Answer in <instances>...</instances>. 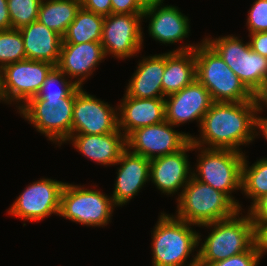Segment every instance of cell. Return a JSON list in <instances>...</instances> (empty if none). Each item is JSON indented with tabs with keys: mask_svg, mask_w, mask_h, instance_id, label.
Instances as JSON below:
<instances>
[{
	"mask_svg": "<svg viewBox=\"0 0 267 266\" xmlns=\"http://www.w3.org/2000/svg\"><path fill=\"white\" fill-rule=\"evenodd\" d=\"M164 0H140L142 6L146 9L151 6L162 5Z\"/></svg>",
	"mask_w": 267,
	"mask_h": 266,
	"instance_id": "40",
	"label": "cell"
},
{
	"mask_svg": "<svg viewBox=\"0 0 267 266\" xmlns=\"http://www.w3.org/2000/svg\"><path fill=\"white\" fill-rule=\"evenodd\" d=\"M197 44H185L165 53V70L162 78L163 95L179 92L196 79L194 49Z\"/></svg>",
	"mask_w": 267,
	"mask_h": 266,
	"instance_id": "22",
	"label": "cell"
},
{
	"mask_svg": "<svg viewBox=\"0 0 267 266\" xmlns=\"http://www.w3.org/2000/svg\"><path fill=\"white\" fill-rule=\"evenodd\" d=\"M142 18L149 19V34L160 43L174 44L189 36L190 21L176 6L148 7L143 12Z\"/></svg>",
	"mask_w": 267,
	"mask_h": 266,
	"instance_id": "20",
	"label": "cell"
},
{
	"mask_svg": "<svg viewBox=\"0 0 267 266\" xmlns=\"http://www.w3.org/2000/svg\"><path fill=\"white\" fill-rule=\"evenodd\" d=\"M72 141L74 148L84 157L101 165H115L127 148L126 136L117 129L108 134H71L66 142Z\"/></svg>",
	"mask_w": 267,
	"mask_h": 266,
	"instance_id": "21",
	"label": "cell"
},
{
	"mask_svg": "<svg viewBox=\"0 0 267 266\" xmlns=\"http://www.w3.org/2000/svg\"><path fill=\"white\" fill-rule=\"evenodd\" d=\"M263 103L264 101L213 102L199 126L200 137L192 136V144L208 149L243 152L241 145H248L261 135L255 127L256 113Z\"/></svg>",
	"mask_w": 267,
	"mask_h": 266,
	"instance_id": "1",
	"label": "cell"
},
{
	"mask_svg": "<svg viewBox=\"0 0 267 266\" xmlns=\"http://www.w3.org/2000/svg\"><path fill=\"white\" fill-rule=\"evenodd\" d=\"M42 0H7L12 29H20L38 18Z\"/></svg>",
	"mask_w": 267,
	"mask_h": 266,
	"instance_id": "30",
	"label": "cell"
},
{
	"mask_svg": "<svg viewBox=\"0 0 267 266\" xmlns=\"http://www.w3.org/2000/svg\"><path fill=\"white\" fill-rule=\"evenodd\" d=\"M192 225L174 215L160 214L151 233L152 266H198V253L186 264L202 240Z\"/></svg>",
	"mask_w": 267,
	"mask_h": 266,
	"instance_id": "2",
	"label": "cell"
},
{
	"mask_svg": "<svg viewBox=\"0 0 267 266\" xmlns=\"http://www.w3.org/2000/svg\"><path fill=\"white\" fill-rule=\"evenodd\" d=\"M80 8L81 0H42L37 20L63 36Z\"/></svg>",
	"mask_w": 267,
	"mask_h": 266,
	"instance_id": "25",
	"label": "cell"
},
{
	"mask_svg": "<svg viewBox=\"0 0 267 266\" xmlns=\"http://www.w3.org/2000/svg\"><path fill=\"white\" fill-rule=\"evenodd\" d=\"M104 18L105 16L93 13L81 6L75 19L62 36V44L101 42Z\"/></svg>",
	"mask_w": 267,
	"mask_h": 266,
	"instance_id": "26",
	"label": "cell"
},
{
	"mask_svg": "<svg viewBox=\"0 0 267 266\" xmlns=\"http://www.w3.org/2000/svg\"><path fill=\"white\" fill-rule=\"evenodd\" d=\"M165 98H134L124 94L118 107V129L126 138L136 129L165 121Z\"/></svg>",
	"mask_w": 267,
	"mask_h": 266,
	"instance_id": "18",
	"label": "cell"
},
{
	"mask_svg": "<svg viewBox=\"0 0 267 266\" xmlns=\"http://www.w3.org/2000/svg\"><path fill=\"white\" fill-rule=\"evenodd\" d=\"M195 149L201 151L192 176L225 193L242 211L241 204L235 200L232 192L241 190L242 163L245 153L230 149H208L196 146Z\"/></svg>",
	"mask_w": 267,
	"mask_h": 266,
	"instance_id": "7",
	"label": "cell"
},
{
	"mask_svg": "<svg viewBox=\"0 0 267 266\" xmlns=\"http://www.w3.org/2000/svg\"><path fill=\"white\" fill-rule=\"evenodd\" d=\"M247 29L249 34L267 31V0H255L248 11Z\"/></svg>",
	"mask_w": 267,
	"mask_h": 266,
	"instance_id": "31",
	"label": "cell"
},
{
	"mask_svg": "<svg viewBox=\"0 0 267 266\" xmlns=\"http://www.w3.org/2000/svg\"><path fill=\"white\" fill-rule=\"evenodd\" d=\"M81 6L102 16L112 14L111 0H81Z\"/></svg>",
	"mask_w": 267,
	"mask_h": 266,
	"instance_id": "35",
	"label": "cell"
},
{
	"mask_svg": "<svg viewBox=\"0 0 267 266\" xmlns=\"http://www.w3.org/2000/svg\"><path fill=\"white\" fill-rule=\"evenodd\" d=\"M265 106V104H261L257 110L256 113V127L255 130H257L259 133H262V136L266 139L267 141V118L258 116L260 112H262V107ZM260 130V131H259Z\"/></svg>",
	"mask_w": 267,
	"mask_h": 266,
	"instance_id": "39",
	"label": "cell"
},
{
	"mask_svg": "<svg viewBox=\"0 0 267 266\" xmlns=\"http://www.w3.org/2000/svg\"><path fill=\"white\" fill-rule=\"evenodd\" d=\"M255 230L263 223L267 222V195L258 199L248 210Z\"/></svg>",
	"mask_w": 267,
	"mask_h": 266,
	"instance_id": "34",
	"label": "cell"
},
{
	"mask_svg": "<svg viewBox=\"0 0 267 266\" xmlns=\"http://www.w3.org/2000/svg\"><path fill=\"white\" fill-rule=\"evenodd\" d=\"M117 177L112 199L116 206L128 203L150 181V159L131 152L126 148L118 162Z\"/></svg>",
	"mask_w": 267,
	"mask_h": 266,
	"instance_id": "17",
	"label": "cell"
},
{
	"mask_svg": "<svg viewBox=\"0 0 267 266\" xmlns=\"http://www.w3.org/2000/svg\"><path fill=\"white\" fill-rule=\"evenodd\" d=\"M194 49L196 79L210 92L213 102L264 101L256 97L203 39Z\"/></svg>",
	"mask_w": 267,
	"mask_h": 266,
	"instance_id": "3",
	"label": "cell"
},
{
	"mask_svg": "<svg viewBox=\"0 0 267 266\" xmlns=\"http://www.w3.org/2000/svg\"><path fill=\"white\" fill-rule=\"evenodd\" d=\"M265 106H267V96L264 98Z\"/></svg>",
	"mask_w": 267,
	"mask_h": 266,
	"instance_id": "41",
	"label": "cell"
},
{
	"mask_svg": "<svg viewBox=\"0 0 267 266\" xmlns=\"http://www.w3.org/2000/svg\"><path fill=\"white\" fill-rule=\"evenodd\" d=\"M114 207L112 197L97 189L65 183L59 216L83 226L103 227L109 224Z\"/></svg>",
	"mask_w": 267,
	"mask_h": 266,
	"instance_id": "9",
	"label": "cell"
},
{
	"mask_svg": "<svg viewBox=\"0 0 267 266\" xmlns=\"http://www.w3.org/2000/svg\"><path fill=\"white\" fill-rule=\"evenodd\" d=\"M54 67L49 62L30 59L4 66L0 70V101L7 104L16 102L19 109L30 98L37 96Z\"/></svg>",
	"mask_w": 267,
	"mask_h": 266,
	"instance_id": "10",
	"label": "cell"
},
{
	"mask_svg": "<svg viewBox=\"0 0 267 266\" xmlns=\"http://www.w3.org/2000/svg\"><path fill=\"white\" fill-rule=\"evenodd\" d=\"M247 157L242 163L241 190L252 199L251 206L261 197L267 195V158L257 160L248 166Z\"/></svg>",
	"mask_w": 267,
	"mask_h": 266,
	"instance_id": "27",
	"label": "cell"
},
{
	"mask_svg": "<svg viewBox=\"0 0 267 266\" xmlns=\"http://www.w3.org/2000/svg\"><path fill=\"white\" fill-rule=\"evenodd\" d=\"M166 120L134 130L127 138L126 144L131 152L148 159L175 153L183 149L190 141L191 135L173 129Z\"/></svg>",
	"mask_w": 267,
	"mask_h": 266,
	"instance_id": "14",
	"label": "cell"
},
{
	"mask_svg": "<svg viewBox=\"0 0 267 266\" xmlns=\"http://www.w3.org/2000/svg\"><path fill=\"white\" fill-rule=\"evenodd\" d=\"M76 89L63 99L30 98L18 110L24 119L36 128L38 132L53 143H62L71 135L73 107Z\"/></svg>",
	"mask_w": 267,
	"mask_h": 266,
	"instance_id": "8",
	"label": "cell"
},
{
	"mask_svg": "<svg viewBox=\"0 0 267 266\" xmlns=\"http://www.w3.org/2000/svg\"><path fill=\"white\" fill-rule=\"evenodd\" d=\"M26 59L23 37L19 29L0 30V70Z\"/></svg>",
	"mask_w": 267,
	"mask_h": 266,
	"instance_id": "28",
	"label": "cell"
},
{
	"mask_svg": "<svg viewBox=\"0 0 267 266\" xmlns=\"http://www.w3.org/2000/svg\"><path fill=\"white\" fill-rule=\"evenodd\" d=\"M12 29L7 0H0V30Z\"/></svg>",
	"mask_w": 267,
	"mask_h": 266,
	"instance_id": "38",
	"label": "cell"
},
{
	"mask_svg": "<svg viewBox=\"0 0 267 266\" xmlns=\"http://www.w3.org/2000/svg\"><path fill=\"white\" fill-rule=\"evenodd\" d=\"M66 74L56 66L50 71L45 79L36 98L38 99H63L68 97L78 86L74 80L67 79ZM57 85L59 88L53 90L51 87Z\"/></svg>",
	"mask_w": 267,
	"mask_h": 266,
	"instance_id": "29",
	"label": "cell"
},
{
	"mask_svg": "<svg viewBox=\"0 0 267 266\" xmlns=\"http://www.w3.org/2000/svg\"><path fill=\"white\" fill-rule=\"evenodd\" d=\"M255 238L258 250L262 257L263 254L267 253V222L261 224L255 230Z\"/></svg>",
	"mask_w": 267,
	"mask_h": 266,
	"instance_id": "37",
	"label": "cell"
},
{
	"mask_svg": "<svg viewBox=\"0 0 267 266\" xmlns=\"http://www.w3.org/2000/svg\"><path fill=\"white\" fill-rule=\"evenodd\" d=\"M166 97L165 120L174 128L194 120L200 126L202 118L213 104L210 92L197 79Z\"/></svg>",
	"mask_w": 267,
	"mask_h": 266,
	"instance_id": "15",
	"label": "cell"
},
{
	"mask_svg": "<svg viewBox=\"0 0 267 266\" xmlns=\"http://www.w3.org/2000/svg\"><path fill=\"white\" fill-rule=\"evenodd\" d=\"M19 30L24 41L26 59L46 61L57 66L63 42L61 35L38 20Z\"/></svg>",
	"mask_w": 267,
	"mask_h": 266,
	"instance_id": "23",
	"label": "cell"
},
{
	"mask_svg": "<svg viewBox=\"0 0 267 266\" xmlns=\"http://www.w3.org/2000/svg\"><path fill=\"white\" fill-rule=\"evenodd\" d=\"M142 20V14L105 16L101 40L105 56L111 54L117 59L137 56L144 40Z\"/></svg>",
	"mask_w": 267,
	"mask_h": 266,
	"instance_id": "12",
	"label": "cell"
},
{
	"mask_svg": "<svg viewBox=\"0 0 267 266\" xmlns=\"http://www.w3.org/2000/svg\"><path fill=\"white\" fill-rule=\"evenodd\" d=\"M112 14H143L140 0H111Z\"/></svg>",
	"mask_w": 267,
	"mask_h": 266,
	"instance_id": "33",
	"label": "cell"
},
{
	"mask_svg": "<svg viewBox=\"0 0 267 266\" xmlns=\"http://www.w3.org/2000/svg\"><path fill=\"white\" fill-rule=\"evenodd\" d=\"M250 37L249 44L253 51L267 57V31L257 32L248 35Z\"/></svg>",
	"mask_w": 267,
	"mask_h": 266,
	"instance_id": "36",
	"label": "cell"
},
{
	"mask_svg": "<svg viewBox=\"0 0 267 266\" xmlns=\"http://www.w3.org/2000/svg\"><path fill=\"white\" fill-rule=\"evenodd\" d=\"M195 145L190 141L183 149L164 156H159L150 160V180L166 195H173L181 188L178 195L190 180L192 172L189 166L187 153L194 151Z\"/></svg>",
	"mask_w": 267,
	"mask_h": 266,
	"instance_id": "16",
	"label": "cell"
},
{
	"mask_svg": "<svg viewBox=\"0 0 267 266\" xmlns=\"http://www.w3.org/2000/svg\"><path fill=\"white\" fill-rule=\"evenodd\" d=\"M101 42H84L81 44H62L57 68L68 78L75 79L77 86L95 71L97 65L105 59Z\"/></svg>",
	"mask_w": 267,
	"mask_h": 266,
	"instance_id": "19",
	"label": "cell"
},
{
	"mask_svg": "<svg viewBox=\"0 0 267 266\" xmlns=\"http://www.w3.org/2000/svg\"><path fill=\"white\" fill-rule=\"evenodd\" d=\"M256 96H267V57L253 51L249 41L227 35L218 38H203Z\"/></svg>",
	"mask_w": 267,
	"mask_h": 266,
	"instance_id": "6",
	"label": "cell"
},
{
	"mask_svg": "<svg viewBox=\"0 0 267 266\" xmlns=\"http://www.w3.org/2000/svg\"><path fill=\"white\" fill-rule=\"evenodd\" d=\"M76 88L71 134H108L118 129V108Z\"/></svg>",
	"mask_w": 267,
	"mask_h": 266,
	"instance_id": "13",
	"label": "cell"
},
{
	"mask_svg": "<svg viewBox=\"0 0 267 266\" xmlns=\"http://www.w3.org/2000/svg\"><path fill=\"white\" fill-rule=\"evenodd\" d=\"M238 211L231 218L207 223L199 227L210 228L208 237L201 242L198 266H208L247 251L255 242V227L250 215ZM212 228V229H211Z\"/></svg>",
	"mask_w": 267,
	"mask_h": 266,
	"instance_id": "4",
	"label": "cell"
},
{
	"mask_svg": "<svg viewBox=\"0 0 267 266\" xmlns=\"http://www.w3.org/2000/svg\"><path fill=\"white\" fill-rule=\"evenodd\" d=\"M176 199L178 204L174 216L198 227L231 218L240 211L225 193L193 176Z\"/></svg>",
	"mask_w": 267,
	"mask_h": 266,
	"instance_id": "5",
	"label": "cell"
},
{
	"mask_svg": "<svg viewBox=\"0 0 267 266\" xmlns=\"http://www.w3.org/2000/svg\"><path fill=\"white\" fill-rule=\"evenodd\" d=\"M165 70V53L144 57L132 75L125 94L134 98H165L162 78Z\"/></svg>",
	"mask_w": 267,
	"mask_h": 266,
	"instance_id": "24",
	"label": "cell"
},
{
	"mask_svg": "<svg viewBox=\"0 0 267 266\" xmlns=\"http://www.w3.org/2000/svg\"><path fill=\"white\" fill-rule=\"evenodd\" d=\"M260 259L261 254L255 242L247 251L208 266H258Z\"/></svg>",
	"mask_w": 267,
	"mask_h": 266,
	"instance_id": "32",
	"label": "cell"
},
{
	"mask_svg": "<svg viewBox=\"0 0 267 266\" xmlns=\"http://www.w3.org/2000/svg\"><path fill=\"white\" fill-rule=\"evenodd\" d=\"M65 183L51 178L30 183L10 206L8 214L33 222H39L52 214L59 215Z\"/></svg>",
	"mask_w": 267,
	"mask_h": 266,
	"instance_id": "11",
	"label": "cell"
}]
</instances>
